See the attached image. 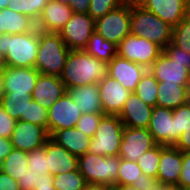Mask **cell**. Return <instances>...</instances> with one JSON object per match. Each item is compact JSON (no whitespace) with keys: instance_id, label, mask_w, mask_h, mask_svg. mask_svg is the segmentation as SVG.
I'll use <instances>...</instances> for the list:
<instances>
[{"instance_id":"obj_40","label":"cell","mask_w":190,"mask_h":190,"mask_svg":"<svg viewBox=\"0 0 190 190\" xmlns=\"http://www.w3.org/2000/svg\"><path fill=\"white\" fill-rule=\"evenodd\" d=\"M104 113L82 114L75 128L82 133L93 137Z\"/></svg>"},{"instance_id":"obj_58","label":"cell","mask_w":190,"mask_h":190,"mask_svg":"<svg viewBox=\"0 0 190 190\" xmlns=\"http://www.w3.org/2000/svg\"><path fill=\"white\" fill-rule=\"evenodd\" d=\"M57 2H60L62 4L70 5V0H55Z\"/></svg>"},{"instance_id":"obj_48","label":"cell","mask_w":190,"mask_h":190,"mask_svg":"<svg viewBox=\"0 0 190 190\" xmlns=\"http://www.w3.org/2000/svg\"><path fill=\"white\" fill-rule=\"evenodd\" d=\"M174 146L182 152H190V129L181 134Z\"/></svg>"},{"instance_id":"obj_52","label":"cell","mask_w":190,"mask_h":190,"mask_svg":"<svg viewBox=\"0 0 190 190\" xmlns=\"http://www.w3.org/2000/svg\"><path fill=\"white\" fill-rule=\"evenodd\" d=\"M82 190H111V188L105 185L87 184Z\"/></svg>"},{"instance_id":"obj_41","label":"cell","mask_w":190,"mask_h":190,"mask_svg":"<svg viewBox=\"0 0 190 190\" xmlns=\"http://www.w3.org/2000/svg\"><path fill=\"white\" fill-rule=\"evenodd\" d=\"M117 7L116 0H90L88 14L96 21Z\"/></svg>"},{"instance_id":"obj_28","label":"cell","mask_w":190,"mask_h":190,"mask_svg":"<svg viewBox=\"0 0 190 190\" xmlns=\"http://www.w3.org/2000/svg\"><path fill=\"white\" fill-rule=\"evenodd\" d=\"M35 28L36 23L28 16L7 8L0 10V34L27 33Z\"/></svg>"},{"instance_id":"obj_1","label":"cell","mask_w":190,"mask_h":190,"mask_svg":"<svg viewBox=\"0 0 190 190\" xmlns=\"http://www.w3.org/2000/svg\"><path fill=\"white\" fill-rule=\"evenodd\" d=\"M108 75V62L89 55L84 49L70 50L60 79L66 89L99 83Z\"/></svg>"},{"instance_id":"obj_22","label":"cell","mask_w":190,"mask_h":190,"mask_svg":"<svg viewBox=\"0 0 190 190\" xmlns=\"http://www.w3.org/2000/svg\"><path fill=\"white\" fill-rule=\"evenodd\" d=\"M141 6L172 27L187 17V4L183 0H142Z\"/></svg>"},{"instance_id":"obj_55","label":"cell","mask_w":190,"mask_h":190,"mask_svg":"<svg viewBox=\"0 0 190 190\" xmlns=\"http://www.w3.org/2000/svg\"><path fill=\"white\" fill-rule=\"evenodd\" d=\"M158 190H182L178 185H160L158 183Z\"/></svg>"},{"instance_id":"obj_14","label":"cell","mask_w":190,"mask_h":190,"mask_svg":"<svg viewBox=\"0 0 190 190\" xmlns=\"http://www.w3.org/2000/svg\"><path fill=\"white\" fill-rule=\"evenodd\" d=\"M148 70L158 82L190 85V70L186 68V64L173 62L164 51Z\"/></svg>"},{"instance_id":"obj_11","label":"cell","mask_w":190,"mask_h":190,"mask_svg":"<svg viewBox=\"0 0 190 190\" xmlns=\"http://www.w3.org/2000/svg\"><path fill=\"white\" fill-rule=\"evenodd\" d=\"M157 143L147 128H129L124 126L123 136L118 156L125 160H137Z\"/></svg>"},{"instance_id":"obj_47","label":"cell","mask_w":190,"mask_h":190,"mask_svg":"<svg viewBox=\"0 0 190 190\" xmlns=\"http://www.w3.org/2000/svg\"><path fill=\"white\" fill-rule=\"evenodd\" d=\"M36 190H57L53 185V176L48 173L38 177Z\"/></svg>"},{"instance_id":"obj_5","label":"cell","mask_w":190,"mask_h":190,"mask_svg":"<svg viewBox=\"0 0 190 190\" xmlns=\"http://www.w3.org/2000/svg\"><path fill=\"white\" fill-rule=\"evenodd\" d=\"M131 33L164 49L172 41L173 27L142 6L131 8Z\"/></svg>"},{"instance_id":"obj_12","label":"cell","mask_w":190,"mask_h":190,"mask_svg":"<svg viewBox=\"0 0 190 190\" xmlns=\"http://www.w3.org/2000/svg\"><path fill=\"white\" fill-rule=\"evenodd\" d=\"M49 138L50 135L45 127L16 120L10 140L13 148L28 153L45 145Z\"/></svg>"},{"instance_id":"obj_3","label":"cell","mask_w":190,"mask_h":190,"mask_svg":"<svg viewBox=\"0 0 190 190\" xmlns=\"http://www.w3.org/2000/svg\"><path fill=\"white\" fill-rule=\"evenodd\" d=\"M70 49L59 33L39 30L38 53L34 67L43 75L60 77Z\"/></svg>"},{"instance_id":"obj_53","label":"cell","mask_w":190,"mask_h":190,"mask_svg":"<svg viewBox=\"0 0 190 190\" xmlns=\"http://www.w3.org/2000/svg\"><path fill=\"white\" fill-rule=\"evenodd\" d=\"M5 95V81L3 70L0 71V105Z\"/></svg>"},{"instance_id":"obj_19","label":"cell","mask_w":190,"mask_h":190,"mask_svg":"<svg viewBox=\"0 0 190 190\" xmlns=\"http://www.w3.org/2000/svg\"><path fill=\"white\" fill-rule=\"evenodd\" d=\"M66 93L67 89L60 77L39 74L31 96L35 102L48 110Z\"/></svg>"},{"instance_id":"obj_10","label":"cell","mask_w":190,"mask_h":190,"mask_svg":"<svg viewBox=\"0 0 190 190\" xmlns=\"http://www.w3.org/2000/svg\"><path fill=\"white\" fill-rule=\"evenodd\" d=\"M82 115L79 106L68 93L60 97L48 109V133L51 136L55 131L69 129L76 126Z\"/></svg>"},{"instance_id":"obj_51","label":"cell","mask_w":190,"mask_h":190,"mask_svg":"<svg viewBox=\"0 0 190 190\" xmlns=\"http://www.w3.org/2000/svg\"><path fill=\"white\" fill-rule=\"evenodd\" d=\"M120 7L135 8L141 6L142 0H116Z\"/></svg>"},{"instance_id":"obj_23","label":"cell","mask_w":190,"mask_h":190,"mask_svg":"<svg viewBox=\"0 0 190 190\" xmlns=\"http://www.w3.org/2000/svg\"><path fill=\"white\" fill-rule=\"evenodd\" d=\"M46 159L49 173L52 176L78 170V157L71 154L51 138L46 142Z\"/></svg>"},{"instance_id":"obj_8","label":"cell","mask_w":190,"mask_h":190,"mask_svg":"<svg viewBox=\"0 0 190 190\" xmlns=\"http://www.w3.org/2000/svg\"><path fill=\"white\" fill-rule=\"evenodd\" d=\"M130 25L131 8L118 6L95 21V31L105 40L118 46L131 33Z\"/></svg>"},{"instance_id":"obj_4","label":"cell","mask_w":190,"mask_h":190,"mask_svg":"<svg viewBox=\"0 0 190 190\" xmlns=\"http://www.w3.org/2000/svg\"><path fill=\"white\" fill-rule=\"evenodd\" d=\"M119 156H101L86 152L78 157V170L87 184H99L113 188L117 185Z\"/></svg>"},{"instance_id":"obj_17","label":"cell","mask_w":190,"mask_h":190,"mask_svg":"<svg viewBox=\"0 0 190 190\" xmlns=\"http://www.w3.org/2000/svg\"><path fill=\"white\" fill-rule=\"evenodd\" d=\"M147 69L135 62L115 56L108 63V76L118 81L122 87L134 92Z\"/></svg>"},{"instance_id":"obj_20","label":"cell","mask_w":190,"mask_h":190,"mask_svg":"<svg viewBox=\"0 0 190 190\" xmlns=\"http://www.w3.org/2000/svg\"><path fill=\"white\" fill-rule=\"evenodd\" d=\"M73 10L70 5L49 0L36 22V28L44 32H55L63 28L70 20Z\"/></svg>"},{"instance_id":"obj_46","label":"cell","mask_w":190,"mask_h":190,"mask_svg":"<svg viewBox=\"0 0 190 190\" xmlns=\"http://www.w3.org/2000/svg\"><path fill=\"white\" fill-rule=\"evenodd\" d=\"M0 190H20L18 182L5 173L0 174Z\"/></svg>"},{"instance_id":"obj_56","label":"cell","mask_w":190,"mask_h":190,"mask_svg":"<svg viewBox=\"0 0 190 190\" xmlns=\"http://www.w3.org/2000/svg\"><path fill=\"white\" fill-rule=\"evenodd\" d=\"M11 1L12 0H0V10L7 8L9 2H11Z\"/></svg>"},{"instance_id":"obj_43","label":"cell","mask_w":190,"mask_h":190,"mask_svg":"<svg viewBox=\"0 0 190 190\" xmlns=\"http://www.w3.org/2000/svg\"><path fill=\"white\" fill-rule=\"evenodd\" d=\"M16 120L9 116L0 105V137L9 138L12 135Z\"/></svg>"},{"instance_id":"obj_35","label":"cell","mask_w":190,"mask_h":190,"mask_svg":"<svg viewBox=\"0 0 190 190\" xmlns=\"http://www.w3.org/2000/svg\"><path fill=\"white\" fill-rule=\"evenodd\" d=\"M53 185L57 190H82L86 185L79 170L53 176Z\"/></svg>"},{"instance_id":"obj_50","label":"cell","mask_w":190,"mask_h":190,"mask_svg":"<svg viewBox=\"0 0 190 190\" xmlns=\"http://www.w3.org/2000/svg\"><path fill=\"white\" fill-rule=\"evenodd\" d=\"M13 149L11 140L6 137H0V163L7 157V155Z\"/></svg>"},{"instance_id":"obj_16","label":"cell","mask_w":190,"mask_h":190,"mask_svg":"<svg viewBox=\"0 0 190 190\" xmlns=\"http://www.w3.org/2000/svg\"><path fill=\"white\" fill-rule=\"evenodd\" d=\"M98 85L103 113L119 115L132 92L108 75Z\"/></svg>"},{"instance_id":"obj_39","label":"cell","mask_w":190,"mask_h":190,"mask_svg":"<svg viewBox=\"0 0 190 190\" xmlns=\"http://www.w3.org/2000/svg\"><path fill=\"white\" fill-rule=\"evenodd\" d=\"M175 120L176 143L182 133L190 129V101L178 108L173 109Z\"/></svg>"},{"instance_id":"obj_24","label":"cell","mask_w":190,"mask_h":190,"mask_svg":"<svg viewBox=\"0 0 190 190\" xmlns=\"http://www.w3.org/2000/svg\"><path fill=\"white\" fill-rule=\"evenodd\" d=\"M157 184V179L142 173L137 162L120 159L117 185H133L138 190H149Z\"/></svg>"},{"instance_id":"obj_60","label":"cell","mask_w":190,"mask_h":190,"mask_svg":"<svg viewBox=\"0 0 190 190\" xmlns=\"http://www.w3.org/2000/svg\"><path fill=\"white\" fill-rule=\"evenodd\" d=\"M149 190H158V183L153 188H151Z\"/></svg>"},{"instance_id":"obj_36","label":"cell","mask_w":190,"mask_h":190,"mask_svg":"<svg viewBox=\"0 0 190 190\" xmlns=\"http://www.w3.org/2000/svg\"><path fill=\"white\" fill-rule=\"evenodd\" d=\"M171 43L186 52H190V19L188 17L173 27Z\"/></svg>"},{"instance_id":"obj_44","label":"cell","mask_w":190,"mask_h":190,"mask_svg":"<svg viewBox=\"0 0 190 190\" xmlns=\"http://www.w3.org/2000/svg\"><path fill=\"white\" fill-rule=\"evenodd\" d=\"M40 175V172L35 173L31 172L30 169H27L25 175L17 181L20 190H36L38 177Z\"/></svg>"},{"instance_id":"obj_54","label":"cell","mask_w":190,"mask_h":190,"mask_svg":"<svg viewBox=\"0 0 190 190\" xmlns=\"http://www.w3.org/2000/svg\"><path fill=\"white\" fill-rule=\"evenodd\" d=\"M111 190H138L133 185H115Z\"/></svg>"},{"instance_id":"obj_45","label":"cell","mask_w":190,"mask_h":190,"mask_svg":"<svg viewBox=\"0 0 190 190\" xmlns=\"http://www.w3.org/2000/svg\"><path fill=\"white\" fill-rule=\"evenodd\" d=\"M178 186L181 189L190 186V152H183V163Z\"/></svg>"},{"instance_id":"obj_9","label":"cell","mask_w":190,"mask_h":190,"mask_svg":"<svg viewBox=\"0 0 190 190\" xmlns=\"http://www.w3.org/2000/svg\"><path fill=\"white\" fill-rule=\"evenodd\" d=\"M94 32L95 20L89 14L73 12L59 34L70 50H82Z\"/></svg>"},{"instance_id":"obj_15","label":"cell","mask_w":190,"mask_h":190,"mask_svg":"<svg viewBox=\"0 0 190 190\" xmlns=\"http://www.w3.org/2000/svg\"><path fill=\"white\" fill-rule=\"evenodd\" d=\"M5 95H31L40 72L35 67H5Z\"/></svg>"},{"instance_id":"obj_25","label":"cell","mask_w":190,"mask_h":190,"mask_svg":"<svg viewBox=\"0 0 190 190\" xmlns=\"http://www.w3.org/2000/svg\"><path fill=\"white\" fill-rule=\"evenodd\" d=\"M82 114L103 113L98 83L67 89Z\"/></svg>"},{"instance_id":"obj_30","label":"cell","mask_w":190,"mask_h":190,"mask_svg":"<svg viewBox=\"0 0 190 190\" xmlns=\"http://www.w3.org/2000/svg\"><path fill=\"white\" fill-rule=\"evenodd\" d=\"M27 152L13 148L1 163L2 172L18 181L28 169Z\"/></svg>"},{"instance_id":"obj_33","label":"cell","mask_w":190,"mask_h":190,"mask_svg":"<svg viewBox=\"0 0 190 190\" xmlns=\"http://www.w3.org/2000/svg\"><path fill=\"white\" fill-rule=\"evenodd\" d=\"M31 100V95H4L1 106L15 120L25 121L26 103Z\"/></svg>"},{"instance_id":"obj_57","label":"cell","mask_w":190,"mask_h":190,"mask_svg":"<svg viewBox=\"0 0 190 190\" xmlns=\"http://www.w3.org/2000/svg\"><path fill=\"white\" fill-rule=\"evenodd\" d=\"M5 67H6V64H5L4 56H2V55L0 54V71H1V70H4Z\"/></svg>"},{"instance_id":"obj_27","label":"cell","mask_w":190,"mask_h":190,"mask_svg":"<svg viewBox=\"0 0 190 190\" xmlns=\"http://www.w3.org/2000/svg\"><path fill=\"white\" fill-rule=\"evenodd\" d=\"M190 101V85L158 82L156 106L175 109Z\"/></svg>"},{"instance_id":"obj_26","label":"cell","mask_w":190,"mask_h":190,"mask_svg":"<svg viewBox=\"0 0 190 190\" xmlns=\"http://www.w3.org/2000/svg\"><path fill=\"white\" fill-rule=\"evenodd\" d=\"M50 138L76 157L89 152L90 136L75 127L55 131Z\"/></svg>"},{"instance_id":"obj_42","label":"cell","mask_w":190,"mask_h":190,"mask_svg":"<svg viewBox=\"0 0 190 190\" xmlns=\"http://www.w3.org/2000/svg\"><path fill=\"white\" fill-rule=\"evenodd\" d=\"M163 51L173 62L186 64V68L190 70V52H186L172 43L168 44Z\"/></svg>"},{"instance_id":"obj_34","label":"cell","mask_w":190,"mask_h":190,"mask_svg":"<svg viewBox=\"0 0 190 190\" xmlns=\"http://www.w3.org/2000/svg\"><path fill=\"white\" fill-rule=\"evenodd\" d=\"M161 158V144L147 150L138 160L137 164L142 173L148 177L157 179L158 166Z\"/></svg>"},{"instance_id":"obj_32","label":"cell","mask_w":190,"mask_h":190,"mask_svg":"<svg viewBox=\"0 0 190 190\" xmlns=\"http://www.w3.org/2000/svg\"><path fill=\"white\" fill-rule=\"evenodd\" d=\"M48 1L49 0H12L9 2L7 9L24 14L36 23Z\"/></svg>"},{"instance_id":"obj_31","label":"cell","mask_w":190,"mask_h":190,"mask_svg":"<svg viewBox=\"0 0 190 190\" xmlns=\"http://www.w3.org/2000/svg\"><path fill=\"white\" fill-rule=\"evenodd\" d=\"M135 93L146 104L155 107L157 104L158 81L147 70L136 86Z\"/></svg>"},{"instance_id":"obj_7","label":"cell","mask_w":190,"mask_h":190,"mask_svg":"<svg viewBox=\"0 0 190 190\" xmlns=\"http://www.w3.org/2000/svg\"><path fill=\"white\" fill-rule=\"evenodd\" d=\"M163 49L156 43L129 33L117 46V55L135 62L147 70Z\"/></svg>"},{"instance_id":"obj_29","label":"cell","mask_w":190,"mask_h":190,"mask_svg":"<svg viewBox=\"0 0 190 190\" xmlns=\"http://www.w3.org/2000/svg\"><path fill=\"white\" fill-rule=\"evenodd\" d=\"M84 50L89 55L108 63L117 56V45L105 40L96 31L91 35Z\"/></svg>"},{"instance_id":"obj_37","label":"cell","mask_w":190,"mask_h":190,"mask_svg":"<svg viewBox=\"0 0 190 190\" xmlns=\"http://www.w3.org/2000/svg\"><path fill=\"white\" fill-rule=\"evenodd\" d=\"M25 121L35 125H40L48 130V110L43 108L33 99L31 101H27Z\"/></svg>"},{"instance_id":"obj_2","label":"cell","mask_w":190,"mask_h":190,"mask_svg":"<svg viewBox=\"0 0 190 190\" xmlns=\"http://www.w3.org/2000/svg\"><path fill=\"white\" fill-rule=\"evenodd\" d=\"M39 45V30L19 34H0V54L7 67H34Z\"/></svg>"},{"instance_id":"obj_38","label":"cell","mask_w":190,"mask_h":190,"mask_svg":"<svg viewBox=\"0 0 190 190\" xmlns=\"http://www.w3.org/2000/svg\"><path fill=\"white\" fill-rule=\"evenodd\" d=\"M27 165L31 172L45 175L49 173V167L46 159V143L42 147L29 151L27 153Z\"/></svg>"},{"instance_id":"obj_49","label":"cell","mask_w":190,"mask_h":190,"mask_svg":"<svg viewBox=\"0 0 190 190\" xmlns=\"http://www.w3.org/2000/svg\"><path fill=\"white\" fill-rule=\"evenodd\" d=\"M90 0H70V6L74 13L88 14Z\"/></svg>"},{"instance_id":"obj_6","label":"cell","mask_w":190,"mask_h":190,"mask_svg":"<svg viewBox=\"0 0 190 190\" xmlns=\"http://www.w3.org/2000/svg\"><path fill=\"white\" fill-rule=\"evenodd\" d=\"M124 125L118 115L104 114L89 145V152L101 156H118Z\"/></svg>"},{"instance_id":"obj_62","label":"cell","mask_w":190,"mask_h":190,"mask_svg":"<svg viewBox=\"0 0 190 190\" xmlns=\"http://www.w3.org/2000/svg\"><path fill=\"white\" fill-rule=\"evenodd\" d=\"M187 5L190 3V0H183Z\"/></svg>"},{"instance_id":"obj_13","label":"cell","mask_w":190,"mask_h":190,"mask_svg":"<svg viewBox=\"0 0 190 190\" xmlns=\"http://www.w3.org/2000/svg\"><path fill=\"white\" fill-rule=\"evenodd\" d=\"M147 129L157 144L174 146L176 144V133L173 109L153 107Z\"/></svg>"},{"instance_id":"obj_18","label":"cell","mask_w":190,"mask_h":190,"mask_svg":"<svg viewBox=\"0 0 190 190\" xmlns=\"http://www.w3.org/2000/svg\"><path fill=\"white\" fill-rule=\"evenodd\" d=\"M183 152L171 145H161V158L158 166L157 183L178 185L182 169Z\"/></svg>"},{"instance_id":"obj_21","label":"cell","mask_w":190,"mask_h":190,"mask_svg":"<svg viewBox=\"0 0 190 190\" xmlns=\"http://www.w3.org/2000/svg\"><path fill=\"white\" fill-rule=\"evenodd\" d=\"M153 107L131 93L118 117L125 127L148 128Z\"/></svg>"},{"instance_id":"obj_59","label":"cell","mask_w":190,"mask_h":190,"mask_svg":"<svg viewBox=\"0 0 190 190\" xmlns=\"http://www.w3.org/2000/svg\"><path fill=\"white\" fill-rule=\"evenodd\" d=\"M187 17L190 19V3L187 5Z\"/></svg>"},{"instance_id":"obj_61","label":"cell","mask_w":190,"mask_h":190,"mask_svg":"<svg viewBox=\"0 0 190 190\" xmlns=\"http://www.w3.org/2000/svg\"><path fill=\"white\" fill-rule=\"evenodd\" d=\"M182 190H190V186L182 188Z\"/></svg>"}]
</instances>
